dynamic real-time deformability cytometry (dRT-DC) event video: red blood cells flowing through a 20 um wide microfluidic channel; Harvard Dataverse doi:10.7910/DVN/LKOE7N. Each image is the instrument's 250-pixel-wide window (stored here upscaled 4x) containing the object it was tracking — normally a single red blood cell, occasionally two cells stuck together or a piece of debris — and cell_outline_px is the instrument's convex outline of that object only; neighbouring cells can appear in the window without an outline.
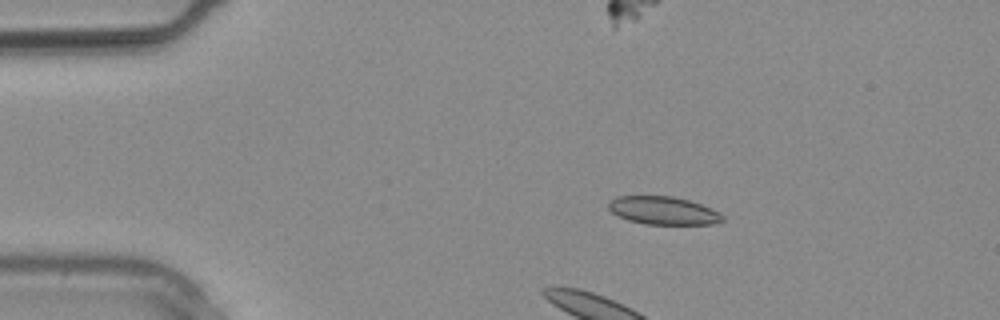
{"species": "common noctule bat (a hibernating species)", "species_latin": "Nyctalus noctula", "temperature_condition": "warm", "stored_images_in_passage": 3, "camera_frame_rate_fps": 3000, "um_per_image_px": 0.085, "animal": {"sex": "male", "body_mass_g": 20.4}, "frame": {"image": 1, "passage_image": 2, "time_ms": 0.333, "image_size_px": [1000, 320], "cell_outline_px": [[724, 220], [712, 224], [644, 224], [628, 220], [616, 216], [608, 208], [608, 200], [616, 196], [672, 196], [688, 200], [712, 208], [724, 216]], "centroid_in_image_um": [56.33, 17.89], "position_along_channel_um": 28.7, "area_um2": 18.73}}